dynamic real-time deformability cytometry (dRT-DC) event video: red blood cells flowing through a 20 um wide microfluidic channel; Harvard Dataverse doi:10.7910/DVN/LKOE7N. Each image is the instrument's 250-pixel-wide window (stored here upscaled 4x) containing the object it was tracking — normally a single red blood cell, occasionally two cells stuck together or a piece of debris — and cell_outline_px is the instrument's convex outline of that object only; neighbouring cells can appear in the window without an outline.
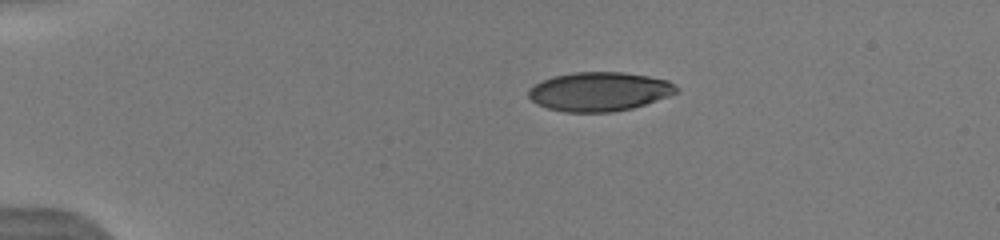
{"species": "human", "species_latin": "Homo sapiens", "temperature_condition": "warm", "stored_images_in_passage": 7, "camera_frame_rate_fps": 3000, "um_per_image_px": 0.085, "donor": {"sex": "male"}, "frame": {"image": 1, "passage_image": 1, "time_ms": 0.0, "image_size_px": [1000, 240], "cell_outline_px": [[676, 92], [668, 96], [632, 108], [612, 112], [564, 112], [548, 108], [536, 104], [528, 96], [528, 88], [540, 80], [552, 76], [576, 72], [624, 72], [648, 76], [668, 80], [676, 88]], "centroid_in_image_um": [50.87, 7.78], "position_along_channel_um": 34.1, "area_um2": 33.58}}
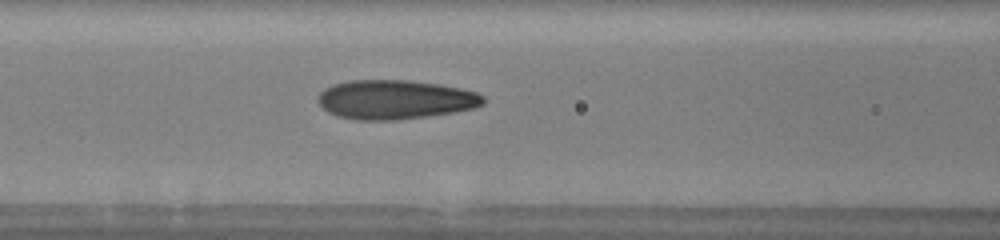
{"frame": {"image": 2, "passage_image": 7, "time_ms": 4.0, "image_size_px": [1000, 240], "cell_outline_px": [[484, 104], [476, 108], [452, 112], [424, 116], [392, 120], [356, 120], [336, 116], [328, 112], [316, 100], [320, 92], [324, 88], [332, 84], [348, 80], [408, 80], [440, 84], [460, 88], [476, 92], [484, 96]], "centroid_in_image_um": [33.56, 8.45], "position_along_channel_um": 133.0, "area_um2": 37.86}}